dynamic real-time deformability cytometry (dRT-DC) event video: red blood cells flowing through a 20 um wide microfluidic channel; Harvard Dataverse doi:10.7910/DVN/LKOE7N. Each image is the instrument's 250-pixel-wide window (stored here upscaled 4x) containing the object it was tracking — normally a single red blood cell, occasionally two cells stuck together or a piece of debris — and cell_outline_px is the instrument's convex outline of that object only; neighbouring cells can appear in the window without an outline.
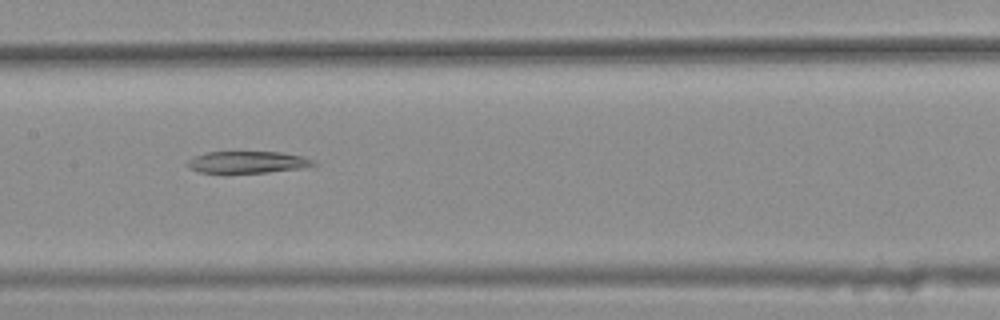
{"species": "common noctule bat (a hibernating species)", "species_latin": "Nyctalus noctula", "temperature_condition": "warm", "stored_images_in_passage": 47, "segment_of_instrument_passage": [2, 2], "camera_frame_rate_fps": 3000, "um_per_image_px": 0.085, "animal": {"sex": "female", "body_mass_g": 25.1}, "frame": {"image": 1, "passage_image": 26, "time_ms": 8.333, "image_size_px": [1000, 320], "cell_outline_px": [[316, 164], [300, 168], [268, 172], [228, 176], [224, 176], [200, 172], [188, 168], [188, 160], [196, 156], [208, 152], [280, 152], [304, 156], [312, 160]], "centroid_in_image_um": [20.96, 13.83], "position_along_channel_um": 186.4, "area_um2": 16.7}}
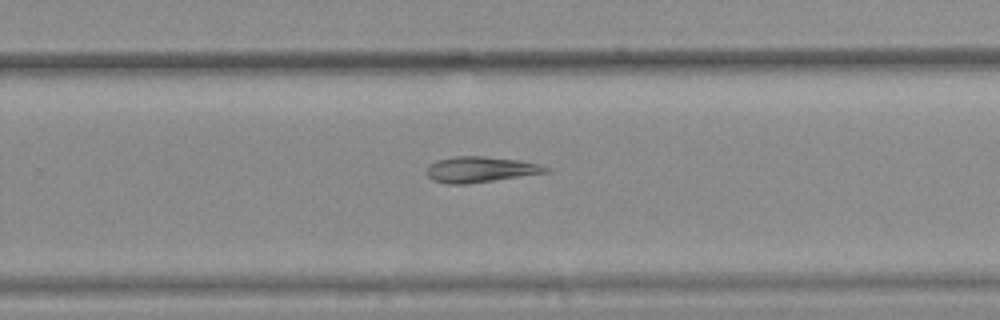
{"frame": {"image": 2, "passage_image": 34, "time_ms": 11.0, "image_size_px": [1000, 320], "cell_outline_px": [[548, 172], [468, 184], [444, 184], [432, 180], [424, 172], [428, 164], [436, 160], [452, 156], [484, 156], [520, 160], [540, 164], [548, 168]], "centroid_in_image_um": [40.74, 14.4], "position_along_channel_um": 289.1, "area_um2": 18.09}}
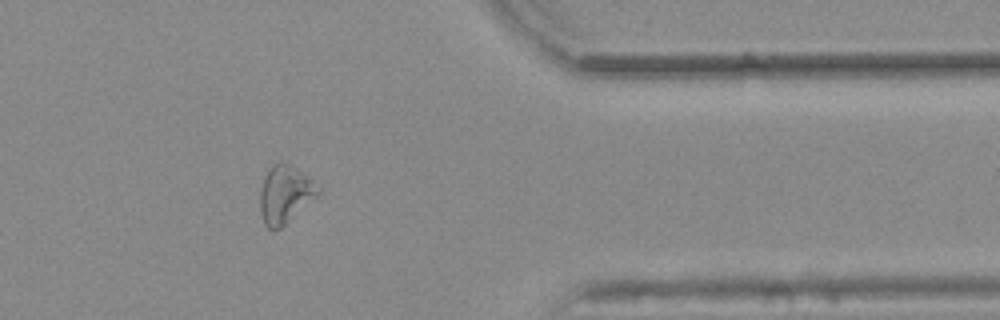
{"frame": {"image": 3, "passage_image": 43, "time_ms": 14.0, "image_size_px": [1000, 320], "cell_outline_px": [[320, 192], [316, 196], [280, 228], [272, 232], [264, 224], [260, 212], [260, 188], [264, 176], [272, 164], [280, 160], [288, 164], [308, 176], [320, 188]], "centroid_in_image_um": [24.18, 16.51], "position_along_channel_um": 387.2, "area_um2": 19.36}}